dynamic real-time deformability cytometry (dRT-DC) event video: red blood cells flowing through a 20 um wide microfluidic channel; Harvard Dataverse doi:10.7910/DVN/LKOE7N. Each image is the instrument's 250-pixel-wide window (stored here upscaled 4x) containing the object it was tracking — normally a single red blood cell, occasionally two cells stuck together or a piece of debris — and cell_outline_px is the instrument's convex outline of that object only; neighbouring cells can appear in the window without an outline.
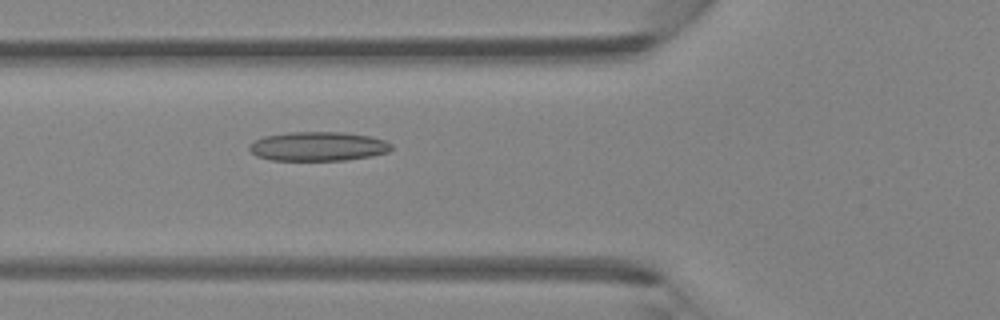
{"species": "Egyptian fruit bat (a non-hibernating species)", "species_latin": "Rousettus aegyptiacus", "temperature_condition": "room temperature", "stored_images_in_passage": 45, "camera_frame_rate_fps": 3000, "um_per_image_px": 0.085, "animal": {"sex": "female"}, "frame": {"image": 1, "passage_image": 17, "time_ms": 5.333, "image_size_px": [1000, 320], "cell_outline_px": [[392, 148], [388, 152], [372, 156], [344, 160], [268, 160], [256, 156], [248, 148], [256, 140], [264, 136], [288, 132], [344, 132], [372, 136], [384, 140], [392, 144]], "centroid_in_image_um": [27.06, 12.44], "position_along_channel_um": 98.7, "area_um2": 24.22}}
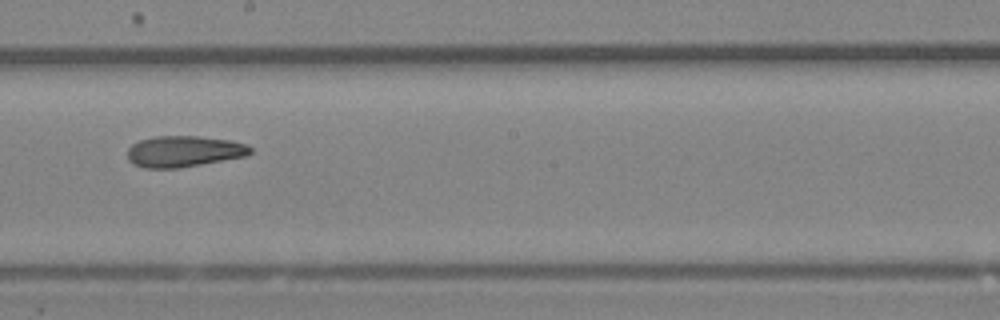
{"frame": {"image": 2, "passage_image": 26, "time_ms": 8.333, "image_size_px": [1000, 320], "cell_outline_px": [[252, 152], [248, 156], [180, 168], [144, 168], [132, 164], [128, 160], [128, 148], [132, 144], [140, 140], [156, 136], [196, 136], [228, 140], [244, 144], [252, 148]], "centroid_in_image_um": [15.61, 12.88], "position_along_channel_um": 232.6, "area_um2": 22.37}}
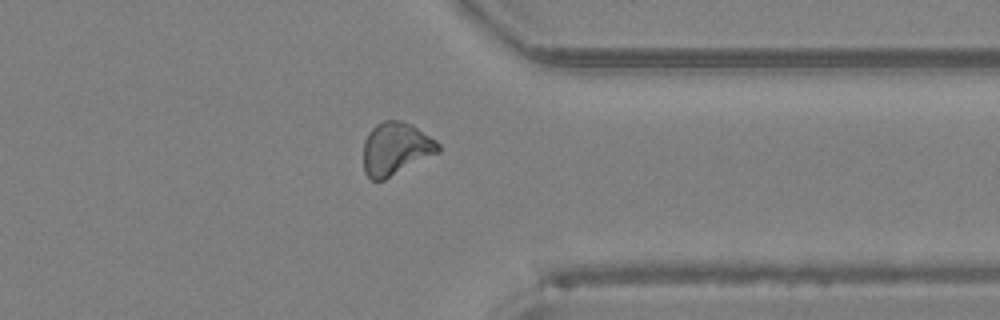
{"frame": {"image": 3, "passage_image": 36, "time_ms": 11.667, "image_size_px": [1000, 320], "cell_outline_px": [[440, 152], [384, 180], [372, 180], [364, 172], [364, 140], [368, 132], [376, 124], [384, 120], [400, 120], [412, 124], [436, 140], [440, 144]], "centroid_in_image_um": [33.64, 12.63], "position_along_channel_um": 377.8, "area_um2": 23.12}}